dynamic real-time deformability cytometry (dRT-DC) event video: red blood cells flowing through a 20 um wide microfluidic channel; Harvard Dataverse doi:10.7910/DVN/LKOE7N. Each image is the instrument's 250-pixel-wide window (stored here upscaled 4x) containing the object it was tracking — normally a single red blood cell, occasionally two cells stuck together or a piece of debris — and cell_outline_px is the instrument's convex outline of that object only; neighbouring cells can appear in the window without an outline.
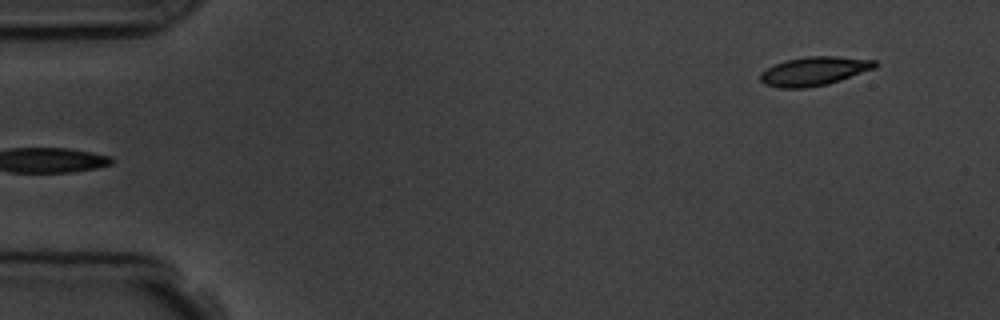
{"species": "common noctule bat (a hibernating species)", "species_latin": "Nyctalus noctula", "temperature_condition": "room temperature", "stored_images_in_passage": 5, "segment_of_instrument_passage": [2, 2], "camera_frame_rate_fps": 3000, "um_per_image_px": 0.085, "animal": {"sex": "male", "body_mass_g": 19.5, "forearm_length_mm": 54.6}, "frame": {"image": 1, "passage_image": 5, "time_ms": 4.667, "image_size_px": [1000, 320], "cell_outline_px": [[880, 64], [876, 68], [828, 84], [804, 88], [780, 88], [764, 84], [760, 80], [760, 72], [784, 60], [808, 56], [836, 56], [876, 60]], "centroid_in_image_um": [69.23, 6.04], "position_along_channel_um": 15.8, "area_um2": 19.36}}